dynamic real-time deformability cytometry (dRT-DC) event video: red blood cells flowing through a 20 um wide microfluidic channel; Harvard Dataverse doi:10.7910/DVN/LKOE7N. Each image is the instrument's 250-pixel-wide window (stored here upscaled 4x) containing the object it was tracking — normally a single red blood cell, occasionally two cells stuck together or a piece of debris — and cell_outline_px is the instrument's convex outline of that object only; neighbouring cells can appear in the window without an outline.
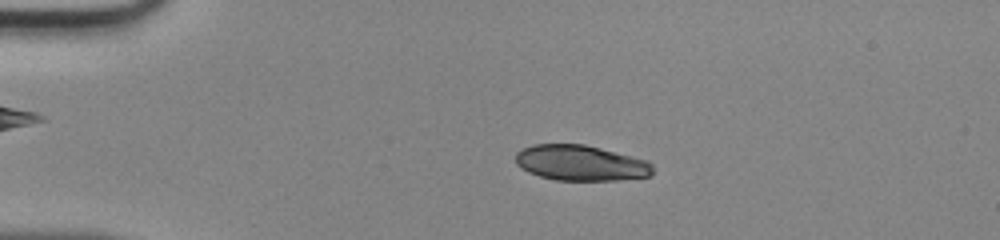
{"species": "human", "species_latin": "Homo sapiens", "temperature_condition": "room temperature", "stored_images_in_passage": 47, "camera_frame_rate_fps": 3000, "um_per_image_px": 0.085, "donor": {"sex": "male"}, "frame": {"image": 1, "passage_image": 10, "time_ms": 3.0, "image_size_px": [1000, 240], "cell_outline_px": [[652, 176], [616, 180], [556, 180], [540, 176], [528, 172], [520, 168], [516, 164], [516, 152], [532, 144], [584, 144], [648, 160], [652, 164]], "centroid_in_image_um": [49.35, 13.85], "position_along_channel_um": 35.6, "area_um2": 28.44}}
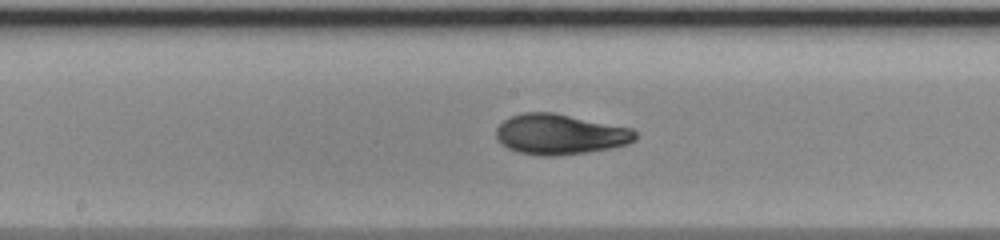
{"frame": {"image": 2, "passage_image": 25, "time_ms": 8.0, "image_size_px": [1000, 240], "cell_outline_px": [[636, 140], [628, 144], [608, 148], [584, 152], [556, 156], [540, 156], [516, 152], [500, 144], [496, 140], [496, 128], [504, 120], [512, 116], [524, 112], [552, 112], [632, 128], [636, 132]], "centroid_in_image_um": [47.56, 11.42], "position_along_channel_um": 200.6, "area_um2": 32.77}}
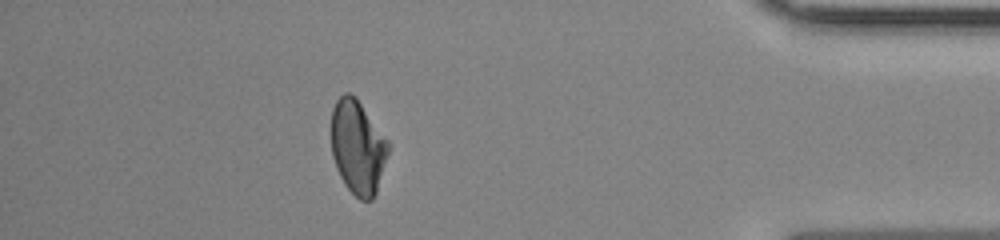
{"frame": {"image": 3, "passage_image": 42, "time_ms": 13.667, "image_size_px": [1000, 240], "cell_outline_px": [[388, 152], [376, 192], [372, 200], [360, 200], [344, 184], [336, 168], [332, 156], [332, 108], [336, 100], [344, 92], [348, 92], [356, 96], [388, 140]], "centroid_in_image_um": [30.39, 12.48], "position_along_channel_um": 404.8, "area_um2": 31.04}}